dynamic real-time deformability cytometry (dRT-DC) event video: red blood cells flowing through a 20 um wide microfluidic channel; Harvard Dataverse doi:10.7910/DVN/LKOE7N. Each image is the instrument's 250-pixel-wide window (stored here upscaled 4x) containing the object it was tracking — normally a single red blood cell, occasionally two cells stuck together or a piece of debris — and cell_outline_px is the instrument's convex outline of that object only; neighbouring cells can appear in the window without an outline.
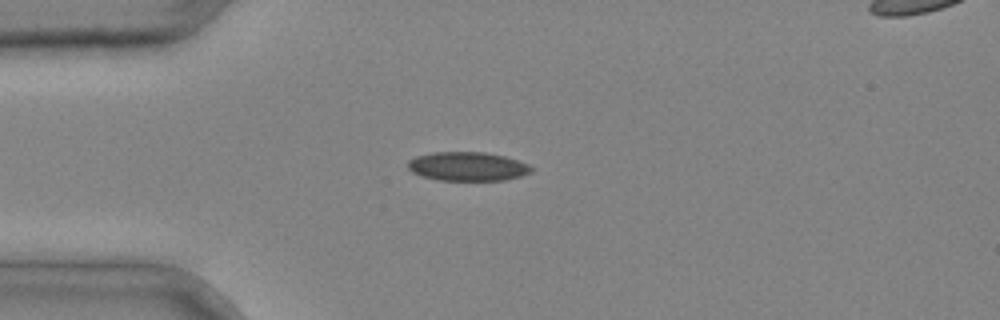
{"species": "common noctule bat (a hibernating species)", "species_latin": "Nyctalus noctula", "temperature_condition": "cold", "stored_images_in_passage": 1, "camera_frame_rate_fps": 3000, "um_per_image_px": 0.085, "animal": {"sex": "male", "body_mass_g": 20.4}, "frame": {"image": 1, "passage_image": 1, "time_ms": 0.0, "image_size_px": [1000, 320], "cell_outline_px": [[536, 168], [532, 172], [520, 176], [504, 180], [436, 180], [420, 176], [412, 172], [408, 168], [408, 160], [416, 156], [432, 152], [484, 152], [504, 156], [528, 164]], "centroid_in_image_um": [39.73, 14.15], "position_along_channel_um": 45.3, "area_um2": 20.92}}